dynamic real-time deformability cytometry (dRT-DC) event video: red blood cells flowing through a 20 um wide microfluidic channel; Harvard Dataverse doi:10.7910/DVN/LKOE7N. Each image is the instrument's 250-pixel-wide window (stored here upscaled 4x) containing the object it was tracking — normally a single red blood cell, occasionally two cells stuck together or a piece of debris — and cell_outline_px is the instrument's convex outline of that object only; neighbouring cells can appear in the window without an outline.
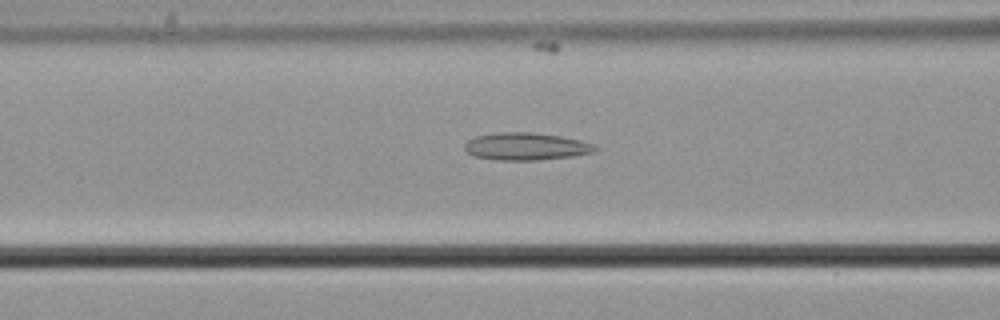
{"species": "common noctule bat (a hibernating species)", "species_latin": "Nyctalus noctula", "temperature_condition": "cold", "stored_images_in_passage": 56, "camera_frame_rate_fps": 3000, "um_per_image_px": 0.085, "animal": {"sex": "male", "body_mass_g": 21.5, "forearm_length_mm": 52.0}, "frame": {"image": 1, "passage_image": 23, "time_ms": 7.333, "image_size_px": [1000, 320], "cell_outline_px": [[600, 148], [592, 152], [572, 156], [536, 160], [496, 160], [476, 156], [468, 152], [464, 148], [464, 144], [468, 140], [476, 136], [496, 132], [532, 132], [560, 136], [580, 140], [592, 144]], "centroid_in_image_um": [44.7, 12.44], "position_along_channel_um": 121.9, "area_um2": 20.75}}
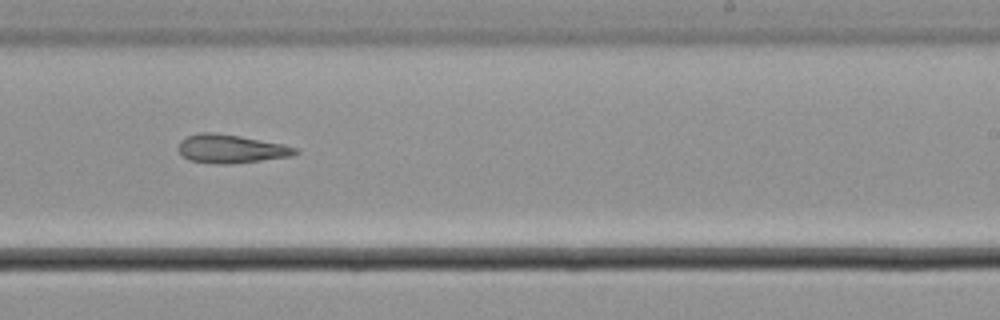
{"frame": {"image": 2, "passage_image": 35, "time_ms": 11.333, "image_size_px": [1000, 320], "cell_outline_px": [[300, 152], [292, 156], [228, 164], [212, 164], [188, 160], [176, 148], [180, 140], [188, 136], [200, 132], [212, 132], [240, 136], [284, 144], [300, 148]], "centroid_in_image_um": [19.63, 12.65], "position_along_channel_um": 269.4, "area_um2": 19.59}}
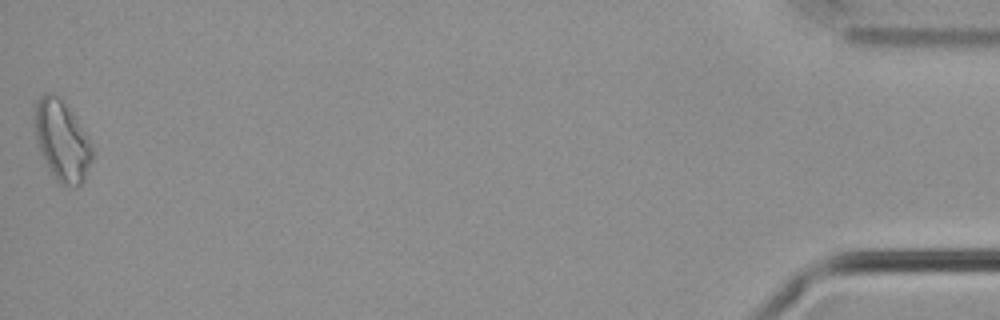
{"frame": {"image": 3, "passage_image": 56, "time_ms": 18.333, "image_size_px": [1000, 320], "cell_outline_px": [[92, 160], [84, 180], [80, 184], [60, 184], [56, 180], [48, 168], [40, 152], [36, 140], [32, 120], [36, 100], [40, 96], [48, 92], [52, 92], [60, 96], [68, 104], [92, 144]], "centroid_in_image_um": [5.23, 11.87], "position_along_channel_um": 430.0, "area_um2": 27.4}}